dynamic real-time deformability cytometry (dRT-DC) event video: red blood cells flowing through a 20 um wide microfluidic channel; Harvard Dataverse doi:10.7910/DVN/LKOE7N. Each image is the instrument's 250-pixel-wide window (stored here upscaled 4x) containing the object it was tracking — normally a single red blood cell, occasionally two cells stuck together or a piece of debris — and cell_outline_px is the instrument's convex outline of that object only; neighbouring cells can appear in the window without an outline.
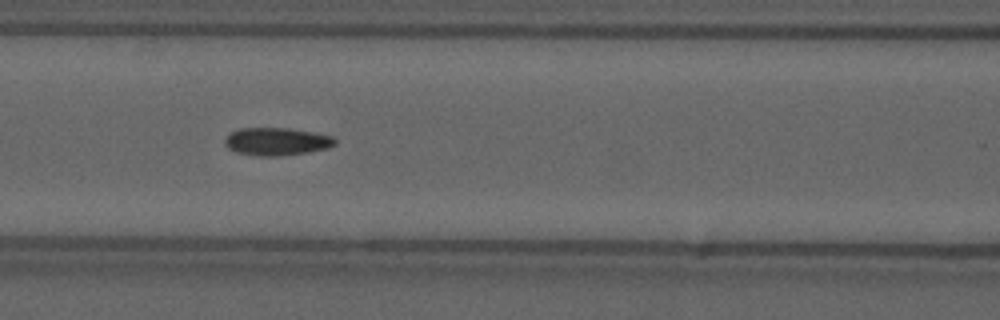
{"species": "common noctule bat (a hibernating species)", "species_latin": "Nyctalus noctula", "temperature_condition": "cold", "stored_images_in_passage": 17, "camera_frame_rate_fps": 3000, "um_per_image_px": 0.085, "animal": {"sex": "male", "forearm_length_mm": 52.5}, "frame": {"image": 1, "passage_image": 15, "time_ms": 4.667, "image_size_px": [1000, 320], "cell_outline_px": [[336, 144], [328, 148], [308, 152], [280, 156], [256, 156], [236, 152], [228, 148], [224, 144], [224, 140], [232, 132], [240, 128], [288, 128], [312, 132], [332, 136], [336, 140]], "centroid_in_image_um": [23.51, 12.03], "position_along_channel_um": 143.1, "area_um2": 17.8}}